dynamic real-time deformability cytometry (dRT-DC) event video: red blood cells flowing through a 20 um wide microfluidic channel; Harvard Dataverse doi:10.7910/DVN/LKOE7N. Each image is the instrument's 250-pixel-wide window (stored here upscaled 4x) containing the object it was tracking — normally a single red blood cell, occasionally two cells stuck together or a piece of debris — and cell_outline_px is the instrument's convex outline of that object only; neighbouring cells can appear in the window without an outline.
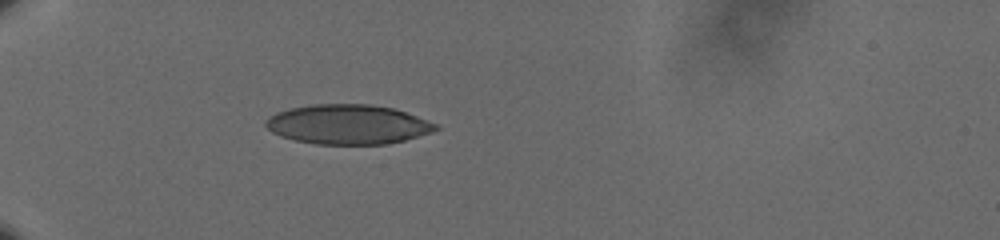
{"species": "human", "species_latin": "Homo sapiens", "temperature_condition": "cold", "stored_images_in_passage": 40, "camera_frame_rate_fps": 3000, "um_per_image_px": 0.085, "donor": {"sex": "male"}, "frame": {"image": 1, "passage_image": 1, "time_ms": 0.0, "image_size_px": [1000, 240], "cell_outline_px": [[440, 128], [432, 132], [404, 140], [388, 144], [316, 144], [296, 140], [280, 136], [272, 132], [264, 124], [268, 116], [276, 112], [292, 108], [312, 104], [368, 104], [392, 108], [416, 116], [436, 124]], "centroid_in_image_um": [29.54, 10.57], "position_along_channel_um": 55.5, "area_um2": 39.02}}
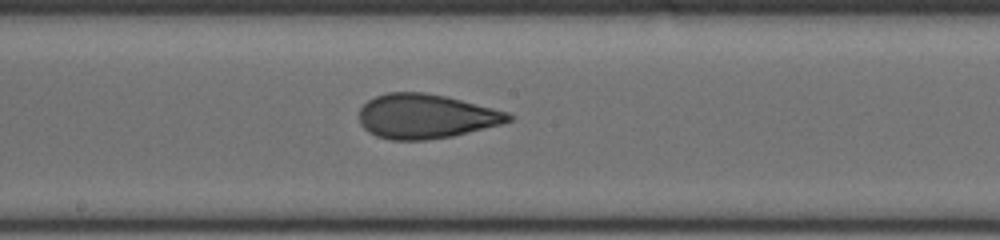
{"frame": {"image": 2, "passage_image": 16, "time_ms": 5.0, "image_size_px": [1000, 240], "cell_outline_px": [[516, 116], [512, 120], [504, 124], [452, 136], [424, 140], [392, 140], [376, 136], [368, 132], [360, 124], [360, 108], [368, 100], [376, 96], [388, 92], [424, 92], [444, 96], [508, 112]], "centroid_in_image_um": [36.21, 9.89], "position_along_channel_um": 212.0, "area_um2": 38.67}}
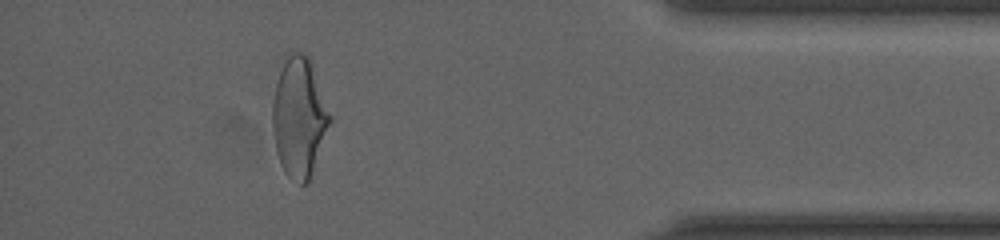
{"frame": {"image": 3, "passage_image": 35, "time_ms": 11.333, "image_size_px": [1000, 240], "cell_outline_px": [[332, 120], [308, 184], [300, 184], [288, 176], [284, 172], [280, 164], [276, 152], [272, 128], [272, 104], [276, 84], [284, 52], [288, 48], [304, 52], [308, 56], [312, 64], [332, 116]], "centroid_in_image_um": [25.42, 9.9], "position_along_channel_um": 409.8, "area_um2": 40.92}, "authors_computed_cell_mechanics": {"area_um2": 39.0728, "velocity_mm_per_s": 3.63, "shape_relaxation_time_tau1_ms": 5.4965, "shape_relaxation_time_tau2_ms": 1.2882, "deformation_change_tau1": 0.1589, "deformation_change_tau2": 0.0794}}